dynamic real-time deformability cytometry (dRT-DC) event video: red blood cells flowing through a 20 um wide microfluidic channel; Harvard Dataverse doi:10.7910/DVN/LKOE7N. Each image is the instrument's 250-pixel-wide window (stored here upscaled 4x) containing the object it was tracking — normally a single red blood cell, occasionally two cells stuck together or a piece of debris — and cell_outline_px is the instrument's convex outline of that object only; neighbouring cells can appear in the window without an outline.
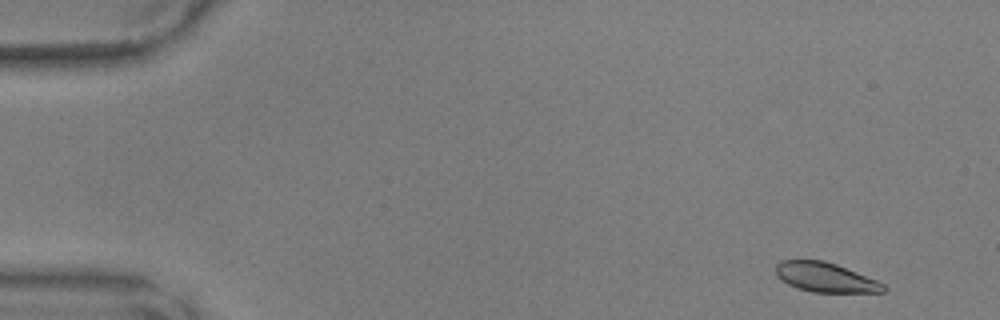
{"species": "common noctule bat (a hibernating species)", "species_latin": "Nyctalus noctula", "temperature_condition": "warm", "stored_images_in_passage": 47, "camera_frame_rate_fps": 3000, "um_per_image_px": 0.085, "animal": {"sex": "male", "body_mass_g": 17.9, "forearm_length_mm": 54.2}, "frame": {"image": 1, "passage_image": 2, "time_ms": 0.333, "image_size_px": [1000, 320], "cell_outline_px": [[888, 288], [884, 292], [812, 292], [788, 284], [776, 276], [776, 264], [780, 260], [824, 260], [836, 264], [876, 280], [884, 284]], "centroid_in_image_um": [70.15, 23.57], "position_along_channel_um": 14.8, "area_um2": 18.38}}
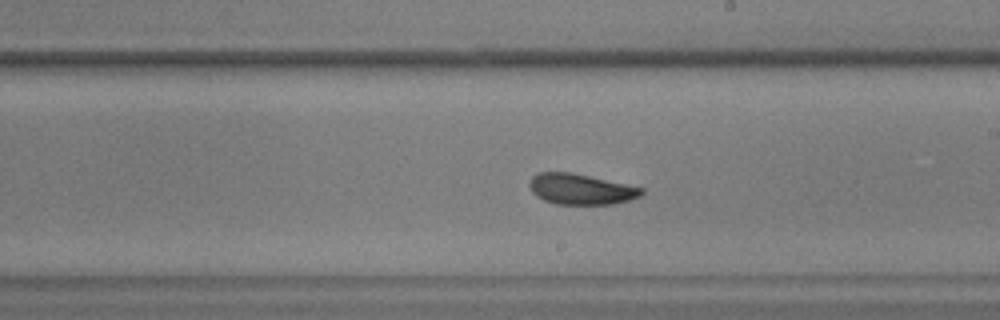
{"frame": {"image": 2, "passage_image": 27, "time_ms": 8.667, "image_size_px": [1000, 320], "cell_outline_px": [[644, 192], [640, 196], [628, 200], [612, 204], [556, 204], [544, 200], [536, 196], [532, 192], [528, 184], [532, 176], [536, 172], [572, 172], [644, 188]], "centroid_in_image_um": [49.34, 16.07], "position_along_channel_um": 239.7, "area_um2": 20.06}}
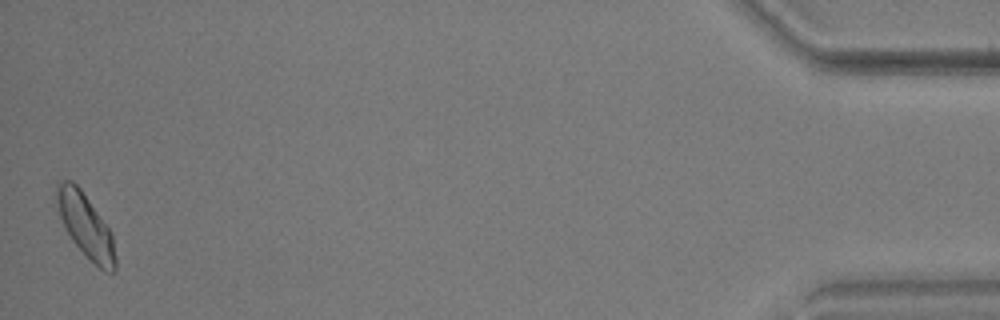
{"frame": {"image": 3, "passage_image": 47, "time_ms": 15.333, "image_size_px": [1000, 320], "cell_outline_px": [[116, 268], [112, 272], [104, 272], [72, 240], [64, 228], [60, 216], [56, 200], [56, 180], [72, 180], [80, 188], [112, 232], [116, 256]], "centroid_in_image_um": [7.27, 19.15], "position_along_channel_um": 427.9, "area_um2": 21.62}}